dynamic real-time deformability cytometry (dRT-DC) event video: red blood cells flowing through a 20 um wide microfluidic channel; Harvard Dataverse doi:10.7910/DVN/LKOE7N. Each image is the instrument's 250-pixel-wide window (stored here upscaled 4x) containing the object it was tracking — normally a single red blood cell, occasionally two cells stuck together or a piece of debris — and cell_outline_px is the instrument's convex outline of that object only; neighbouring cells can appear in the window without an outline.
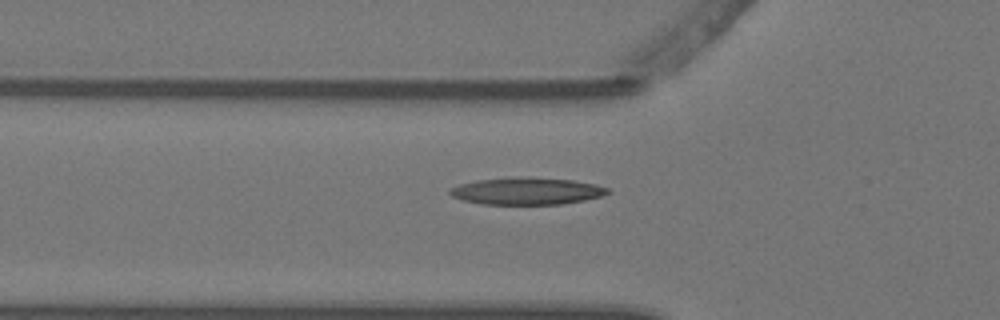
{"species": "Egyptian fruit bat (a non-hibernating species)", "species_latin": "Rousettus aegyptiacus", "temperature_condition": "warm", "stored_images_in_passage": 2, "camera_frame_rate_fps": 3000, "um_per_image_px": 0.085, "animal": {"sex": "female"}, "frame": {"image": 1, "passage_image": 2, "time_ms": 0.333, "image_size_px": [1000, 320], "cell_outline_px": [[612, 192], [600, 196], [584, 200], [560, 204], [480, 204], [464, 200], [452, 196], [448, 192], [452, 188], [460, 184], [476, 180], [528, 176], [572, 180], [596, 184], [608, 188]], "centroid_in_image_um": [44.8, 16.23], "position_along_channel_um": 81.0, "area_um2": 24.85}}